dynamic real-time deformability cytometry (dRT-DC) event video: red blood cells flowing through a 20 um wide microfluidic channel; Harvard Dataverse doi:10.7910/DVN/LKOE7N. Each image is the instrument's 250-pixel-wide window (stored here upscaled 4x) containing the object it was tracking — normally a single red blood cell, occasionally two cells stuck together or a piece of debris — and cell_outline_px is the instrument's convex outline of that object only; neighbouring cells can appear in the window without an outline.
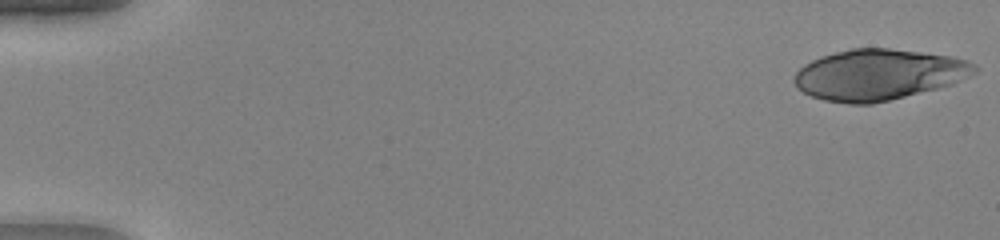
{"species": "human", "species_latin": "Homo sapiens", "temperature_condition": "warm", "stored_images_in_passage": 19, "camera_frame_rate_fps": 3000, "um_per_image_px": 0.085, "donor": {"sex": "female"}, "frame": {"image": 1, "passage_image": 1, "time_ms": 0.0, "image_size_px": [1000, 240], "cell_outline_px": [[980, 68], [976, 72], [952, 84], [872, 104], [848, 104], [824, 100], [812, 96], [796, 88], [792, 80], [796, 72], [804, 64], [812, 60], [836, 52], [852, 48], [888, 48], [952, 56], [968, 60], [976, 64]], "centroid_in_image_um": [74.67, 6.34], "position_along_channel_um": 10.3, "area_um2": 53.23}}